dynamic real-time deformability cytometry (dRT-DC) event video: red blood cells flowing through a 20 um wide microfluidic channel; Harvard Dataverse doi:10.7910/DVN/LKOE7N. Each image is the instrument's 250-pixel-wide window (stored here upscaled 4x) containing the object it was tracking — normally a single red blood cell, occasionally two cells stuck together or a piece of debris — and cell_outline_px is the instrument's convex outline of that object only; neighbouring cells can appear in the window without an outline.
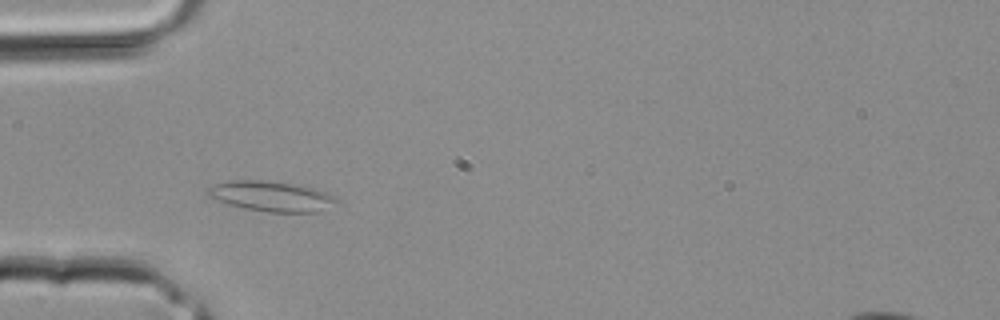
{"species": "common noctule bat (a hibernating species)", "species_latin": "Nyctalus noctula", "temperature_condition": "room temperature", "stored_images_in_passage": 2, "camera_frame_rate_fps": 3000, "um_per_image_px": 0.085, "animal": {"sex": "male", "body_mass_g": 20.4}, "frame": {"image": 1, "passage_image": 2, "time_ms": 0.333, "image_size_px": [1000, 320], "cell_outline_px": [[336, 200], [320, 212], [268, 212], [244, 208], [208, 196], [208, 188], [216, 184], [228, 180], [260, 180], [296, 184], [316, 188], [332, 196]], "centroid_in_image_um": [23.05, 16.67], "position_along_channel_um": 61.9, "area_um2": 22.14}}